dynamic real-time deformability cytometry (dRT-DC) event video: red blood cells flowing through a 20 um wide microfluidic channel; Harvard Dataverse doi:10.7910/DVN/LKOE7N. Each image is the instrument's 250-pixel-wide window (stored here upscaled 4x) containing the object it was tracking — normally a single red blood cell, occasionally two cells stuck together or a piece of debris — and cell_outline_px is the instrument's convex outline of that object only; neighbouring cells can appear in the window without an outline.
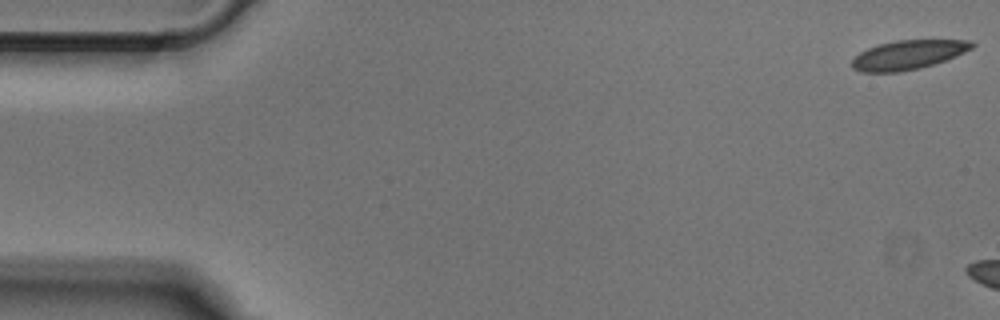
{"species": "Egyptian fruit bat (a non-hibernating species)", "species_latin": "Rousettus aegyptiacus", "temperature_condition": "cold", "stored_images_in_passage": 6, "camera_frame_rate_fps": 3000, "um_per_image_px": 0.085, "animal": {"sex": "male"}, "frame": {"image": 1, "passage_image": 1, "time_ms": 0.0, "image_size_px": [1000, 320], "cell_outline_px": [[976, 44], [972, 48], [956, 56], [920, 68], [896, 72], [860, 72], [852, 68], [852, 60], [860, 52], [868, 48], [880, 44], [896, 40], [972, 40]], "centroid_in_image_um": [77.19, 4.65], "position_along_channel_um": 7.8, "area_um2": 20.23}}